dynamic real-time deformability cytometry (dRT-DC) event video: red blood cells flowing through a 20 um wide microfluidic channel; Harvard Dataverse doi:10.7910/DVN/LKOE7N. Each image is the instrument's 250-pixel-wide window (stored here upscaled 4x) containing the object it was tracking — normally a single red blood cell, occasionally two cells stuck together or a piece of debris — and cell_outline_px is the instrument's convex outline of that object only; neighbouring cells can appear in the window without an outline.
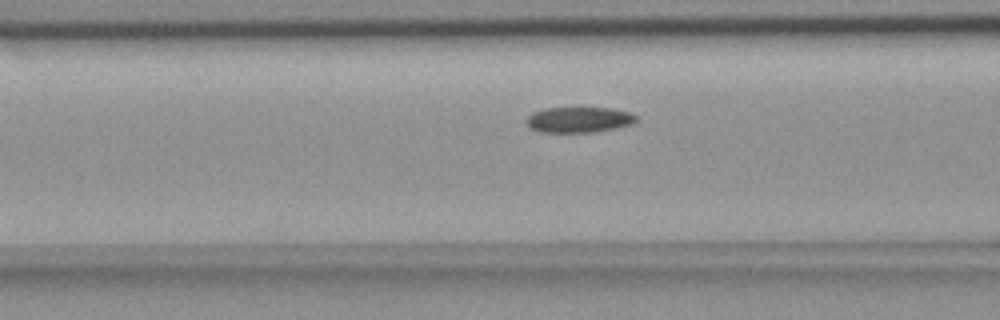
{"species": "common noctule bat (a hibernating species)", "species_latin": "Nyctalus noctula", "temperature_condition": "room temperature", "stored_images_in_passage": 41, "camera_frame_rate_fps": 3000, "um_per_image_px": 0.085, "animal": {"sex": "female", "body_mass_g": 18.4}, "frame": {"image": 1, "passage_image": 11, "time_ms": 3.333, "image_size_px": [1000, 320], "cell_outline_px": [[636, 120], [632, 124], [616, 128], [592, 132], [540, 132], [528, 128], [524, 120], [532, 112], [544, 108], [612, 108], [628, 112], [636, 116]], "centroid_in_image_um": [49.14, 10.18], "position_along_channel_um": 117.5, "area_um2": 16.47}}
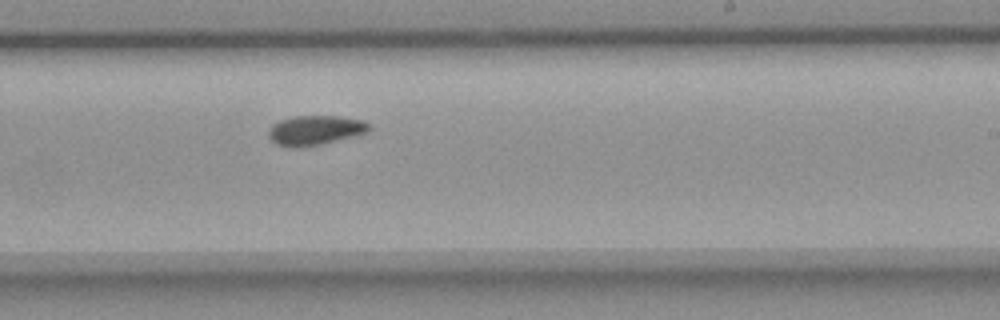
{"frame": {"image": 2, "passage_image": 23, "time_ms": 7.333, "image_size_px": [1000, 320], "cell_outline_px": [[372, 128], [368, 132], [320, 144], [296, 148], [276, 144], [268, 136], [268, 128], [272, 124], [280, 120], [296, 116], [336, 116], [364, 120], [372, 124]], "centroid_in_image_um": [26.79, 11.06], "position_along_channel_um": 262.2, "area_um2": 17.34}}
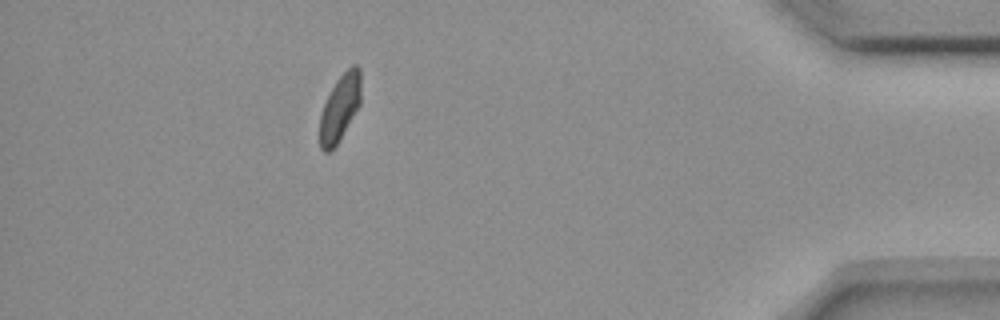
{"frame": {"image": 3, "passage_image": 39, "time_ms": 12.667, "image_size_px": [1000, 320], "cell_outline_px": [[360, 104], [336, 144], [328, 152], [324, 152], [320, 148], [320, 116], [324, 104], [336, 80], [352, 64], [356, 64], [360, 68]], "centroid_in_image_um": [28.89, 9.13], "position_along_channel_um": 406.3, "area_um2": 15.55}, "authors_computed_cell_mechanics": {"area_um2": 17.051, "velocity_mm_per_s": 3.6341, "shape_relaxation_time_tau1_ms": 8.4946, "shape_relaxation_time_tau2_ms": null, "deformation_change_tau1": 0.136, "deformation_change_tau2": null}}